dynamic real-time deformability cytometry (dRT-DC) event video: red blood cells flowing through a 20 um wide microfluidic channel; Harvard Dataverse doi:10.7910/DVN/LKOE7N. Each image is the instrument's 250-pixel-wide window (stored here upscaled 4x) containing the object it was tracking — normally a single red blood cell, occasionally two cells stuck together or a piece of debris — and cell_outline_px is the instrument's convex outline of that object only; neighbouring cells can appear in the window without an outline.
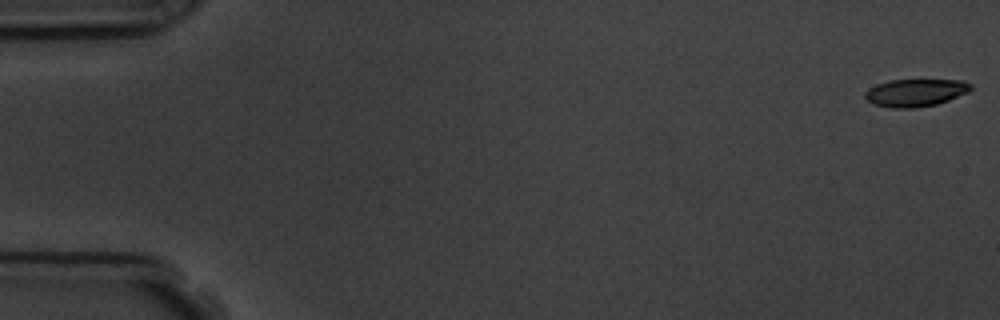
{"species": "common noctule bat (a hibernating species)", "species_latin": "Nyctalus noctula", "temperature_condition": "room temperature", "stored_images_in_passage": 6, "camera_frame_rate_fps": 3000, "um_per_image_px": 0.085, "animal": {"sex": "male", "body_mass_g": 19.5, "forearm_length_mm": 54.6}, "frame": {"image": 1, "passage_image": 1, "time_ms": 0.0, "image_size_px": [1000, 320], "cell_outline_px": [[972, 88], [968, 92], [948, 100], [936, 104], [916, 108], [892, 108], [872, 104], [864, 96], [864, 92], [868, 88], [876, 84], [888, 80], [964, 80], [972, 84]], "centroid_in_image_um": [77.79, 7.87], "position_along_channel_um": 7.2, "area_um2": 17.11}}
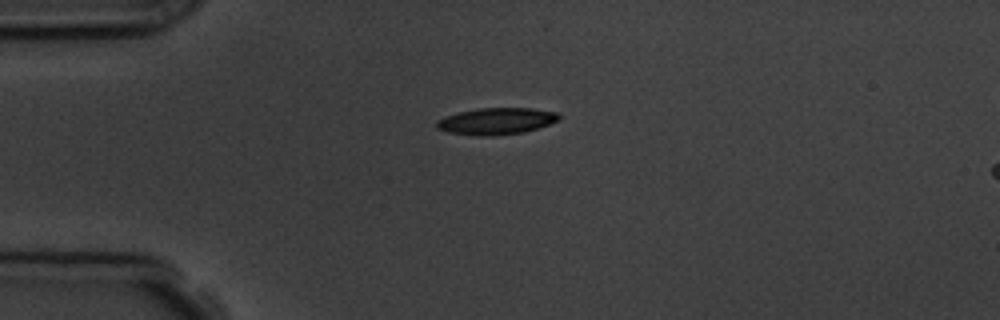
{"frame": {"image": 2, "passage_image": 4, "time_ms": 4.333, "image_size_px": [1000, 320], "cell_outline_px": [[560, 120], [524, 132], [492, 136], [480, 136], [448, 132], [436, 128], [436, 120], [444, 116], [460, 112], [480, 108], [532, 108], [556, 112], [560, 116]], "centroid_in_image_um": [42.17, 10.3], "position_along_channel_um": 42.8, "area_um2": 18.96}}